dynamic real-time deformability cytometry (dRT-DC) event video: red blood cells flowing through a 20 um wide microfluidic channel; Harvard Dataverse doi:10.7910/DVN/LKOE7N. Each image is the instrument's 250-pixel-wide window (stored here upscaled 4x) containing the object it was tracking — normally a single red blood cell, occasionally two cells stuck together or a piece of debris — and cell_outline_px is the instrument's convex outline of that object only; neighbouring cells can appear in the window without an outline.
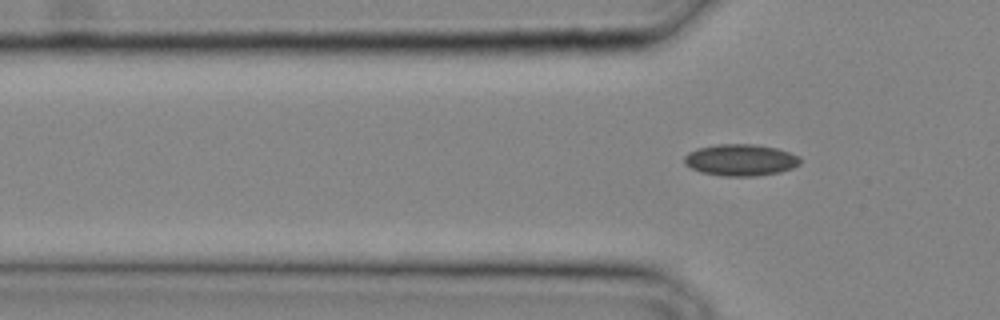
{"species": "common noctule bat (a hibernating species)", "species_latin": "Nyctalus noctula", "temperature_condition": "cold", "stored_images_in_passage": 3, "camera_frame_rate_fps": 3000, "um_per_image_px": 0.085, "animal": {"sex": "male", "body_mass_g": 20.4}, "frame": {"image": 1, "passage_image": 2, "time_ms": 0.333, "image_size_px": [1000, 320], "cell_outline_px": [[604, 224], [576, 228], [468, 228], [456, 224], [456, 220], [488, 216], [600, 216], [604, 220]], "centroid_in_image_um": [45.13, 18.87], "position_along_channel_um": 80.7, "area_um2": 11.73}}